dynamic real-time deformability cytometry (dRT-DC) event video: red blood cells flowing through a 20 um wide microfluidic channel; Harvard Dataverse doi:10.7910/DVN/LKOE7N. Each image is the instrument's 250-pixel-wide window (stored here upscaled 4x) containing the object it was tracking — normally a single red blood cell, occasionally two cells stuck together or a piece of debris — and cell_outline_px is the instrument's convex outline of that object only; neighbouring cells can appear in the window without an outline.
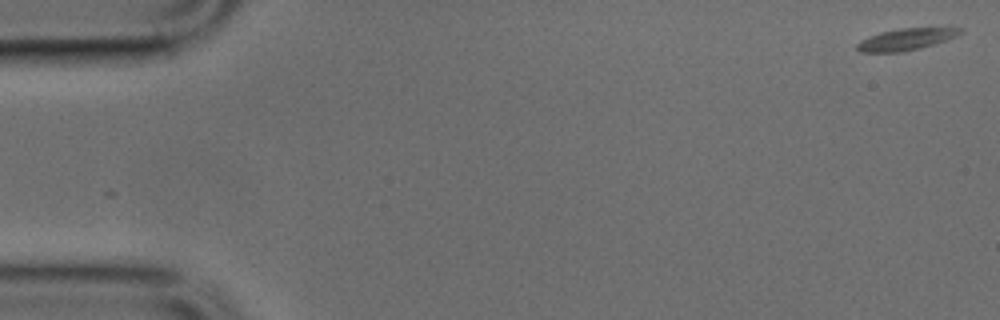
{"species": "common noctule bat (a hibernating species)", "species_latin": "Nyctalus noctula", "temperature_condition": "cold", "stored_images_in_passage": 50, "camera_frame_rate_fps": 3000, "um_per_image_px": 0.085, "animal": {"sex": "male", "body_mass_g": 17.9, "forearm_length_mm": 54.2}, "frame": {"image": 1, "passage_image": 1, "time_ms": 0.0, "image_size_px": [1000, 320], "cell_outline_px": [[964, 32], [956, 36], [920, 48], [900, 52], [860, 52], [856, 48], [856, 44], [860, 40], [868, 36], [880, 32], [900, 28], [964, 28]], "centroid_in_image_um": [76.96, 3.34], "position_along_channel_um": 8.0, "area_um2": 12.95}}
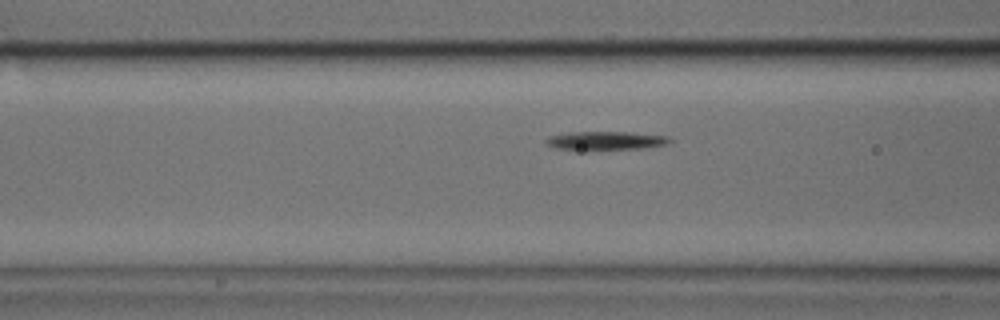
{"frame": {"image": 2, "passage_image": 19, "time_ms": 6.0, "image_size_px": [1000, 320], "cell_outline_px": [[672, 140], [668, 144], [644, 148], [556, 148], [544, 144], [544, 140], [548, 136], [568, 132], [628, 132], [668, 136]], "centroid_in_image_um": [51.48, 11.92], "position_along_channel_um": 115.1, "area_um2": 12.89}}
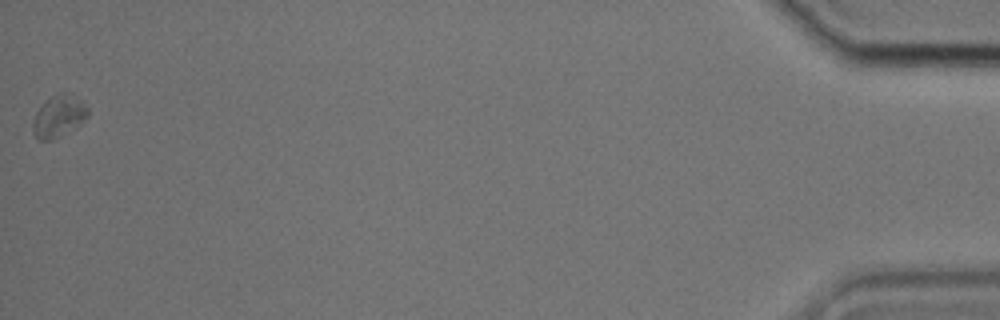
{"frame": {"image": 3, "passage_image": 50, "time_ms": 16.333, "image_size_px": [1000, 320], "cell_outline_px": [[88, 116], [80, 124], [60, 136], [52, 140], [36, 140], [32, 132], [32, 124], [36, 112], [52, 96], [60, 92], [80, 100], [88, 108]], "centroid_in_image_um": [4.96, 9.93], "position_along_channel_um": 430.2, "area_um2": 13.06}}